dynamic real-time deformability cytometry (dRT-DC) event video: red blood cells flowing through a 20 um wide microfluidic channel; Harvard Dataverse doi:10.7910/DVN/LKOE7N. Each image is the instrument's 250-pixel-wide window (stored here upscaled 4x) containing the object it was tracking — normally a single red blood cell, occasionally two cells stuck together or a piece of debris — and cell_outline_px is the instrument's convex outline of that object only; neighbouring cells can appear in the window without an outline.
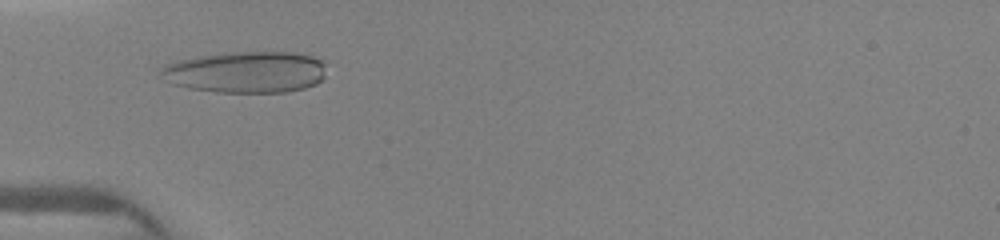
{"species": "human", "species_latin": "Homo sapiens", "temperature_condition": "warm", "stored_images_in_passage": 37, "camera_frame_rate_fps": 3000, "um_per_image_px": 0.085, "donor": {"sex": "female"}, "frame": {"image": 1, "passage_image": 8, "time_ms": 2.333, "image_size_px": [1000, 240], "cell_outline_px": [[328, 60], [324, 76], [316, 84], [304, 88], [284, 92], [216, 92], [188, 88], [172, 84], [164, 80], [160, 72], [160, 68], [164, 64], [176, 60], [200, 56], [232, 52], [296, 52]], "centroid_in_image_um": [20.93, 6.12], "position_along_channel_um": 64.1, "area_um2": 40.52}}
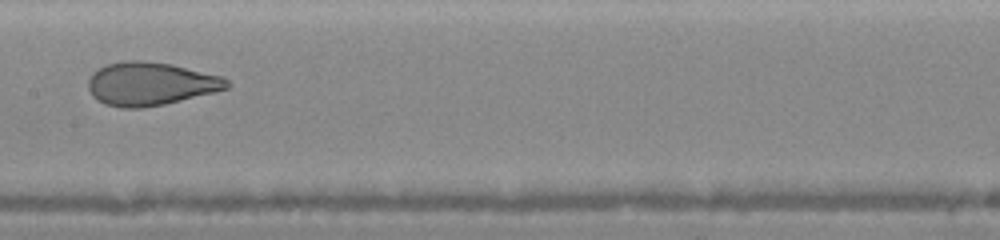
{"frame": {"image": 2, "passage_image": 17, "time_ms": 5.333, "image_size_px": [1000, 240], "cell_outline_px": [[232, 84], [228, 88], [216, 92], [164, 104], [144, 108], [120, 108], [104, 104], [92, 96], [88, 88], [88, 80], [92, 72], [108, 64], [124, 60], [144, 60], [172, 64], [220, 76], [228, 80]], "centroid_in_image_um": [12.78, 7.13], "position_along_channel_um": 194.6, "area_um2": 35.14}}
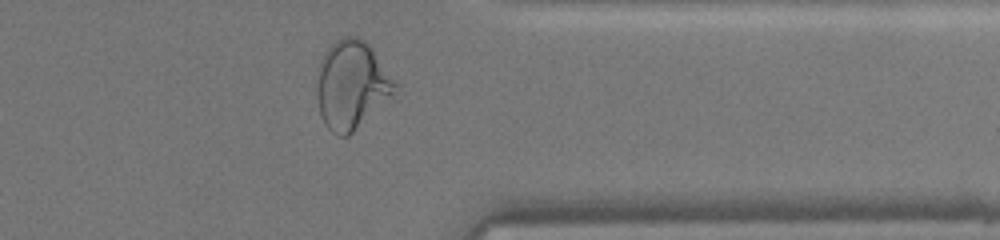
{"frame": {"image": 3, "passage_image": 29, "time_ms": 9.667, "image_size_px": [1000, 240], "cell_outline_px": [[400, 88], [392, 96], [348, 136], [336, 136], [324, 124], [320, 116], [316, 92], [316, 68], [324, 52], [336, 40], [344, 36], [356, 36], [364, 40], [372, 48], [400, 84]], "centroid_in_image_um": [29.89, 7.2], "position_along_channel_um": 381.5, "area_um2": 40.86}}